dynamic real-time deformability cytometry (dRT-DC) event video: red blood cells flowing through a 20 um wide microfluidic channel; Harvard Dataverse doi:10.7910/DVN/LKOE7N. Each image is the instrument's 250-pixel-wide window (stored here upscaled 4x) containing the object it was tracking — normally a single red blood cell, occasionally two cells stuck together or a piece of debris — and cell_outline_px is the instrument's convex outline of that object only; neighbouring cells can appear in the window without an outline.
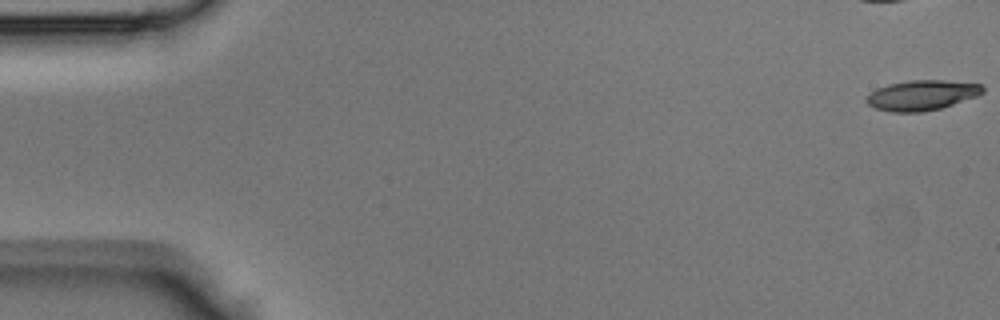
{"species": "Egyptian fruit bat (a non-hibernating species)", "species_latin": "Rousettus aegyptiacus", "temperature_condition": "room temperature", "stored_images_in_passage": 44, "camera_frame_rate_fps": 3000, "um_per_image_px": 0.085, "animal": {"sex": "male"}, "frame": {"image": 1, "passage_image": 1, "time_ms": 0.0, "image_size_px": [1000, 320], "cell_outline_px": [[984, 92], [976, 96], [940, 108], [920, 112], [892, 112], [876, 108], [868, 104], [864, 100], [876, 88], [888, 84], [908, 80], [944, 80], [980, 84], [984, 88]], "centroid_in_image_um": [78.33, 8.08], "position_along_channel_um": 6.7, "area_um2": 20.23}}